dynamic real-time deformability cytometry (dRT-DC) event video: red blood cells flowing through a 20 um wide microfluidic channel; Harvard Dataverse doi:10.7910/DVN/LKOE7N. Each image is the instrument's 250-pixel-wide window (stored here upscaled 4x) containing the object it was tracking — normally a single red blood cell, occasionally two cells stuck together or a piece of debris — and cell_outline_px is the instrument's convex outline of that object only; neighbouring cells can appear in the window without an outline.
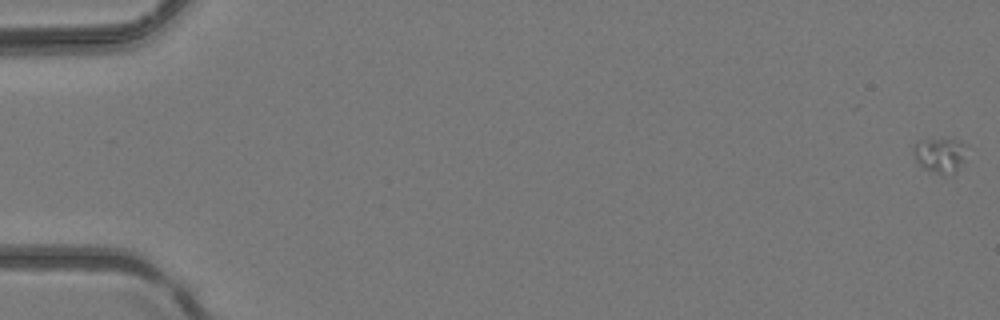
{"species": "common noctule bat (a hibernating species)", "species_latin": "Nyctalus noctula", "temperature_condition": "room temperature", "stored_images_in_passage": 5, "camera_frame_rate_fps": 3000, "um_per_image_px": 0.085, "animal": {"sex": "female", "body_mass_g": 24.6, "forearm_length_mm": 56.2}, "frame": {"image": 1, "passage_image": 1, "time_ms": 0.0, "image_size_px": [1000, 320], "cell_outline_px": [[968, 144], [956, 172], [944, 176], [924, 168], [916, 160], [912, 152], [912, 148], [916, 140], [960, 140]], "centroid_in_image_um": [79.87, 13.18], "position_along_channel_um": 5.1, "area_um2": 10.75}}